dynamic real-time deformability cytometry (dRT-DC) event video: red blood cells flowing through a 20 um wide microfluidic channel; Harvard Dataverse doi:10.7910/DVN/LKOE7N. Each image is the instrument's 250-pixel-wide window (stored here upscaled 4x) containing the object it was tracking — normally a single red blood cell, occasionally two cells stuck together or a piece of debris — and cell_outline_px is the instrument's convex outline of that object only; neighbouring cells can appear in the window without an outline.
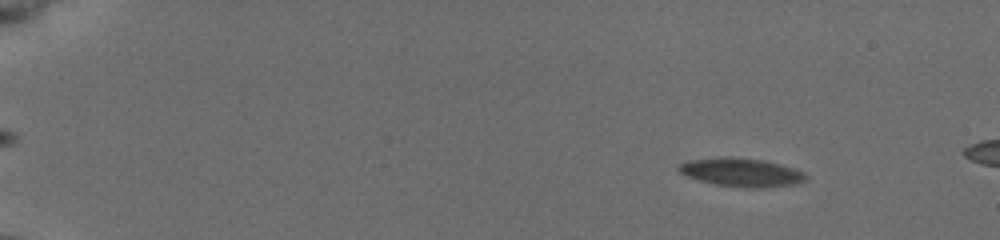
{"species": "common noctule bat (a hibernating species)", "species_latin": "Nyctalus noctula", "temperature_condition": "cold", "stored_images_in_passage": 51, "camera_frame_rate_fps": 3000, "um_per_image_px": 0.085, "animal": {"sex": "female", "body_mass_g": 19.5, "forearm_length_mm": 54.1}, "frame": {"image": 1, "passage_image": 2, "time_ms": 0.333, "image_size_px": [1000, 240], "cell_outline_px": [[804, 176], [800, 180], [788, 184], [748, 188], [716, 184], [700, 180], [688, 176], [680, 172], [680, 164], [696, 160], [752, 160], [772, 164], [788, 168], [800, 172]], "centroid_in_image_um": [62.91, 14.71], "position_along_channel_um": 22.1, "area_um2": 18.38}}
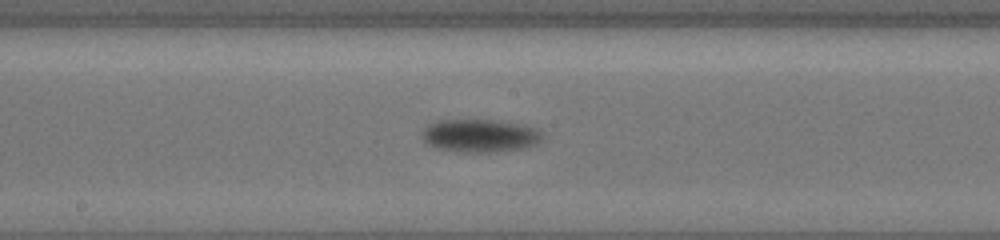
{"frame": {"image": 2, "passage_image": 27, "time_ms": 8.667, "image_size_px": [1000, 240], "cell_outline_px": [[540, 136], [532, 144], [524, 148], [496, 152], [456, 152], [440, 148], [424, 140], [424, 132], [428, 124], [440, 120], [496, 120], [516, 124], [532, 128]], "centroid_in_image_um": [40.72, 11.54], "position_along_channel_um": 207.5, "area_um2": 22.14}}
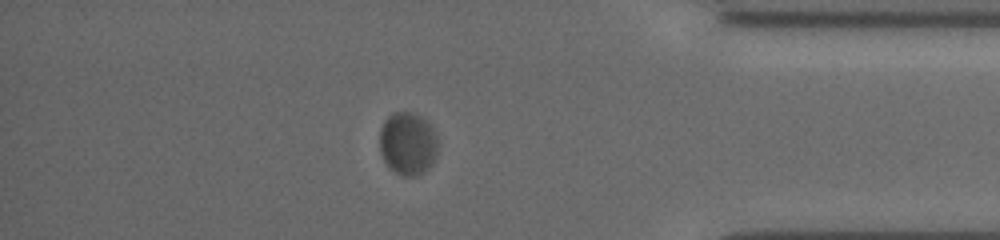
{"frame": {"image": 3, "passage_image": 44, "time_ms": 14.333, "image_size_px": [1000, 240], "cell_outline_px": [[436, 152], [432, 164], [424, 172], [416, 176], [404, 176], [388, 168], [380, 152], [380, 128], [384, 120], [392, 112], [412, 112], [420, 116], [432, 128], [436, 140]], "centroid_in_image_um": [34.62, 12.21], "position_along_channel_um": 400.6, "area_um2": 21.21}}